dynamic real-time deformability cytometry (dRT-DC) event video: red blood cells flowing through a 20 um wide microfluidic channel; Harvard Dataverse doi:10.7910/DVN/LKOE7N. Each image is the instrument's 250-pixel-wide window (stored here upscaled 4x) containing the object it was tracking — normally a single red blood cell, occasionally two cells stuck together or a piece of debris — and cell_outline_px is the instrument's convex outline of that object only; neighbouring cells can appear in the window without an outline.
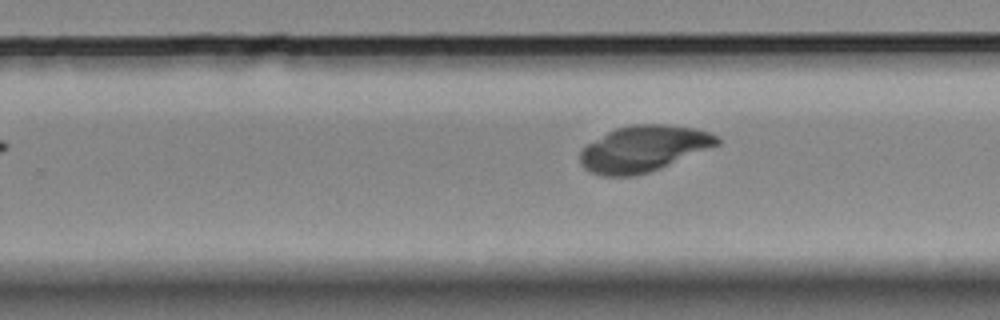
{"species": "Egyptian fruit bat (a non-hibernating species)", "species_latin": "Rousettus aegyptiacus", "temperature_condition": "room temperature", "stored_images_in_passage": 17, "segment_of_instrument_passage": [2, 2], "camera_frame_rate_fps": 3000, "um_per_image_px": 0.085, "animal": {"sex": "female"}, "frame": {"image": 1, "passage_image": 12, "time_ms": 13.667, "image_size_px": [1000, 320], "cell_outline_px": [[720, 144], [660, 168], [636, 176], [604, 176], [592, 172], [584, 168], [580, 164], [580, 148], [608, 132], [616, 128], [632, 124], [664, 124], [696, 128], [720, 136]], "centroid_in_image_um": [54.69, 12.63], "position_along_channel_um": 275.1, "area_um2": 36.76}}
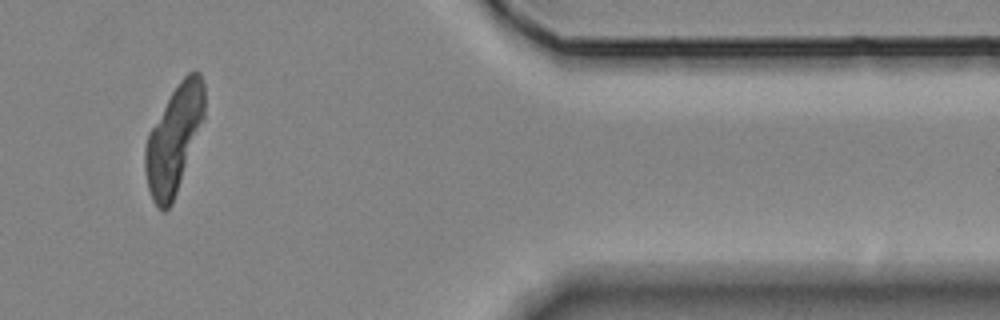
{"frame": {"image": 2, "passage_image": 16, "time_ms": 18.0, "image_size_px": [1000, 320], "cell_outline_px": [[204, 120], [172, 204], [164, 212], [152, 200], [148, 188], [144, 172], [144, 148], [148, 132], [172, 92], [180, 80], [188, 72], [196, 68], [200, 72], [204, 84]], "centroid_in_image_um": [14.78, 11.81], "position_along_channel_um": 396.6, "area_um2": 36.99}}